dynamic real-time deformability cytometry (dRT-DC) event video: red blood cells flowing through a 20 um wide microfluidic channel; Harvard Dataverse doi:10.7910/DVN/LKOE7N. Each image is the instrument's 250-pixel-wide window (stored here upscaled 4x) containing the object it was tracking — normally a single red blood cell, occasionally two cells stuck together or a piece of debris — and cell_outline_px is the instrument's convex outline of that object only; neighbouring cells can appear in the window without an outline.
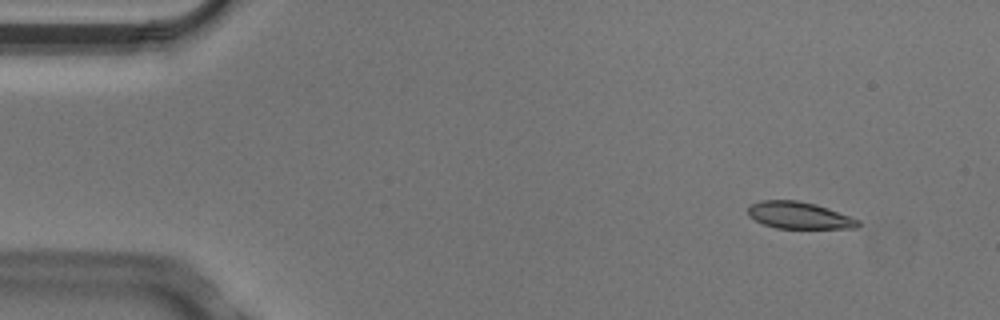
{"species": "Egyptian fruit bat (a non-hibernating species)", "species_latin": "Rousettus aegyptiacus", "temperature_condition": "cold", "stored_images_in_passage": 4, "camera_frame_rate_fps": 3000, "um_per_image_px": 0.085, "animal": {"sex": "male"}, "frame": {"image": 1, "passage_image": 1, "time_ms": 0.0, "image_size_px": [1000, 320], "cell_outline_px": [[860, 224], [856, 228], [776, 228], [764, 224], [748, 216], [748, 208], [752, 204], [760, 200], [796, 200], [816, 204], [828, 208], [860, 220]], "centroid_in_image_um": [67.92, 18.3], "position_along_channel_um": 17.1, "area_um2": 17.17}}
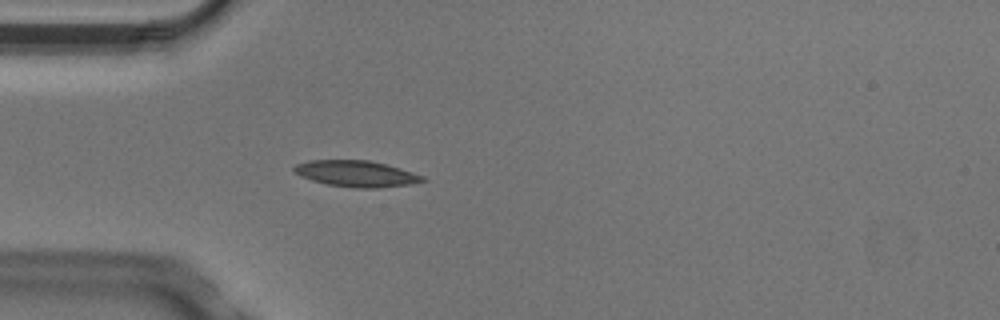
{"frame": {"image": 2, "passage_image": 4, "time_ms": 1.0, "image_size_px": [1000, 320], "cell_outline_px": [[428, 180], [408, 184], [376, 188], [352, 188], [328, 184], [312, 180], [300, 176], [292, 172], [292, 168], [296, 164], [308, 160], [368, 160], [400, 168], [424, 176]], "centroid_in_image_um": [30.24, 14.76], "position_along_channel_um": 54.8, "area_um2": 19.59}}